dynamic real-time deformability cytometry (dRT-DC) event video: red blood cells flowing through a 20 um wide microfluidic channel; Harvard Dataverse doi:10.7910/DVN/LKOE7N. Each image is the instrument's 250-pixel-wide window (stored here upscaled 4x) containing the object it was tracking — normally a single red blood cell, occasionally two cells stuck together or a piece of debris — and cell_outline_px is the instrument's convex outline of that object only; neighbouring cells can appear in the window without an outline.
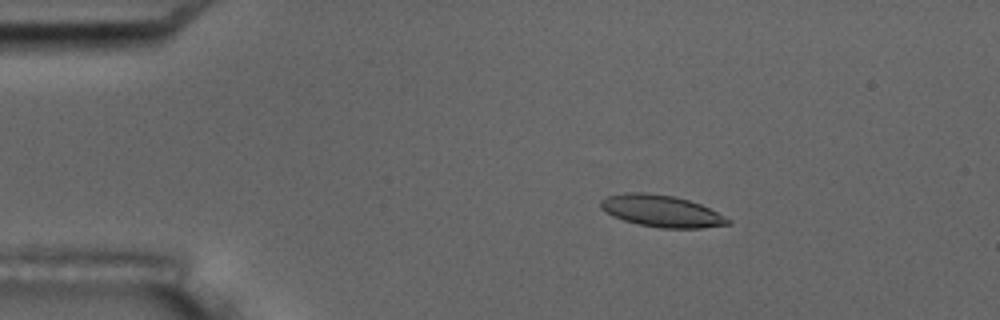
{"species": "common noctule bat (a hibernating species)", "species_latin": "Nyctalus noctula", "temperature_condition": "room temperature", "stored_images_in_passage": 5, "camera_frame_rate_fps": 3000, "um_per_image_px": 0.085, "animal": {"sex": "male", "body_mass_g": 17.5, "forearm_length_mm": 52.3}, "frame": {"image": 1, "passage_image": 3, "time_ms": 2.333, "image_size_px": [1000, 320], "cell_outline_px": [[732, 224], [700, 228], [660, 228], [640, 224], [624, 220], [612, 216], [600, 208], [600, 200], [608, 196], [624, 192], [644, 192], [672, 196], [688, 200], [700, 204], [732, 220]], "centroid_in_image_um": [56.21, 17.94], "position_along_channel_um": 28.8, "area_um2": 23.47}}